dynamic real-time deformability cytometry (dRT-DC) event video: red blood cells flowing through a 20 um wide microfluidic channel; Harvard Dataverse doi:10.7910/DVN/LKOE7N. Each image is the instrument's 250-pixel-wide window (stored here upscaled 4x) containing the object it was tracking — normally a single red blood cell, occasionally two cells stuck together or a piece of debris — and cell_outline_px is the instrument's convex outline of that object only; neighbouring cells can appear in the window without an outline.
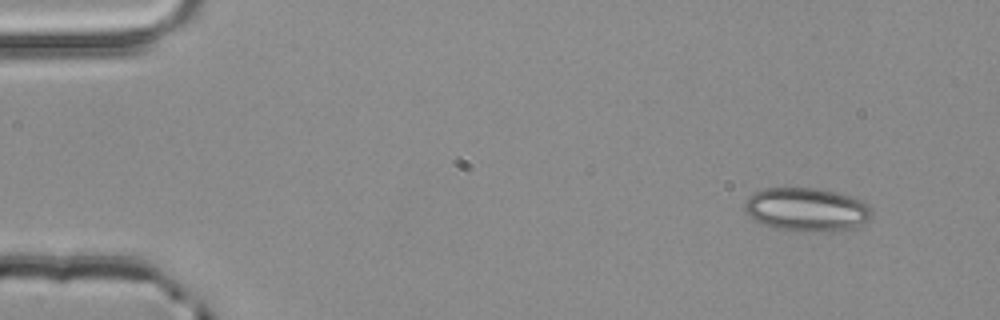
{"species": "common noctule bat (a hibernating species)", "species_latin": "Nyctalus noctula", "temperature_condition": "room temperature", "stored_images_in_passage": 4, "camera_frame_rate_fps": 3000, "um_per_image_px": 0.085, "animal": {"sex": "male", "body_mass_g": 20.4}, "frame": {"image": 1, "passage_image": 1, "time_ms": 0.0, "image_size_px": [1000, 320], "cell_outline_px": [[872, 216], [868, 220], [852, 228], [804, 232], [788, 232], [772, 228], [748, 216], [744, 208], [744, 200], [748, 196], [764, 188], [816, 188], [836, 192], [852, 196], [868, 204], [872, 212]], "centroid_in_image_um": [68.52, 17.81], "position_along_channel_um": 16.5, "area_um2": 32.43}}